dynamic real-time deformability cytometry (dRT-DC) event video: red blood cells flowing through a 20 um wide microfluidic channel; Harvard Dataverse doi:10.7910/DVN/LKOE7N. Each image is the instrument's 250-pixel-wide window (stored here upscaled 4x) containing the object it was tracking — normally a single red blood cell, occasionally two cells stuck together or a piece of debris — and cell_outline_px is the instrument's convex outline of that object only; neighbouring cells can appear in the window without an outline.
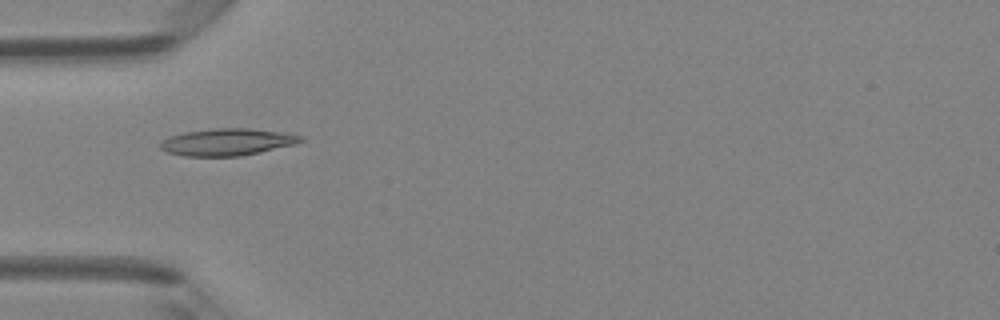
{"species": "Egyptian fruit bat (a non-hibernating species)", "species_latin": "Rousettus aegyptiacus", "temperature_condition": "room temperature", "stored_images_in_passage": 5, "camera_frame_rate_fps": 3000, "um_per_image_px": 0.085, "animal": {"sex": "female"}, "frame": {"image": 1, "passage_image": 5, "time_ms": 1.333, "image_size_px": [1000, 320], "cell_outline_px": [[304, 140], [296, 144], [260, 152], [240, 156], [184, 156], [168, 152], [160, 148], [160, 140], [168, 136], [184, 132], [216, 128], [248, 128], [280, 132], [304, 136]], "centroid_in_image_um": [19.29, 12.07], "position_along_channel_um": 65.7, "area_um2": 22.14}}